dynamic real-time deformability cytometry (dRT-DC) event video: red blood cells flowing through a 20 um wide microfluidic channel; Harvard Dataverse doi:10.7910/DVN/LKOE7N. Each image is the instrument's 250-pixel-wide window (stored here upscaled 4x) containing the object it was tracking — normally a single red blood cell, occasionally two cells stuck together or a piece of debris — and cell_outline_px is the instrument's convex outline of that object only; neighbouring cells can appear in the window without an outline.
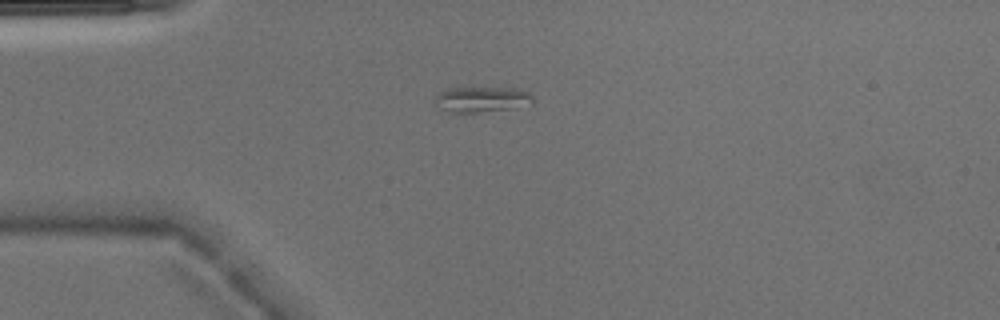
{"species": "Egyptian fruit bat (a non-hibernating species)", "species_latin": "Rousettus aegyptiacus", "temperature_condition": "warm", "stored_images_in_passage": 2, "camera_frame_rate_fps": 3000, "um_per_image_px": 0.085, "animal": {"sex": "male"}, "frame": {"image": 1, "passage_image": 1, "time_ms": 0.0, "image_size_px": [1000, 320], "cell_outline_px": [[536, 100], [532, 104], [512, 108], [476, 112], [452, 112], [436, 108], [432, 104], [432, 100], [440, 92], [448, 88], [516, 88], [528, 92]], "centroid_in_image_um": [40.91, 8.45], "position_along_channel_um": 44.1, "area_um2": 14.74}}
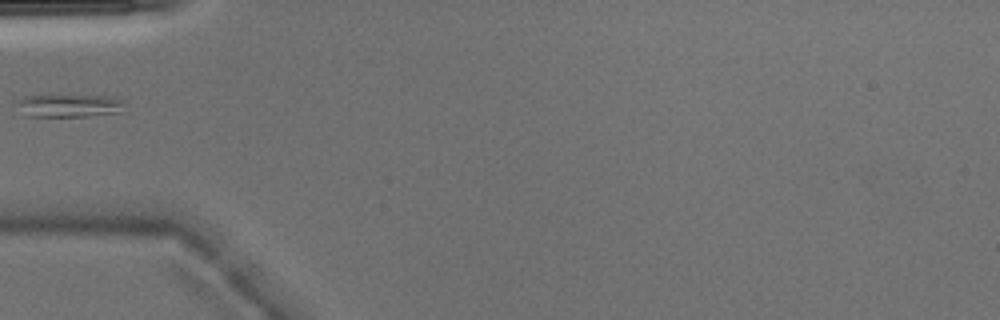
{"frame": {"image": 2, "passage_image": 2, "time_ms": 0.333, "image_size_px": [1000, 320], "cell_outline_px": [[124, 100], [120, 112], [88, 116], [28, 116], [16, 100], [24, 96], [48, 92], [72, 92], [116, 96]], "centroid_in_image_um": [5.92, 8.87], "position_along_channel_um": 79.1, "area_um2": 15.61}}